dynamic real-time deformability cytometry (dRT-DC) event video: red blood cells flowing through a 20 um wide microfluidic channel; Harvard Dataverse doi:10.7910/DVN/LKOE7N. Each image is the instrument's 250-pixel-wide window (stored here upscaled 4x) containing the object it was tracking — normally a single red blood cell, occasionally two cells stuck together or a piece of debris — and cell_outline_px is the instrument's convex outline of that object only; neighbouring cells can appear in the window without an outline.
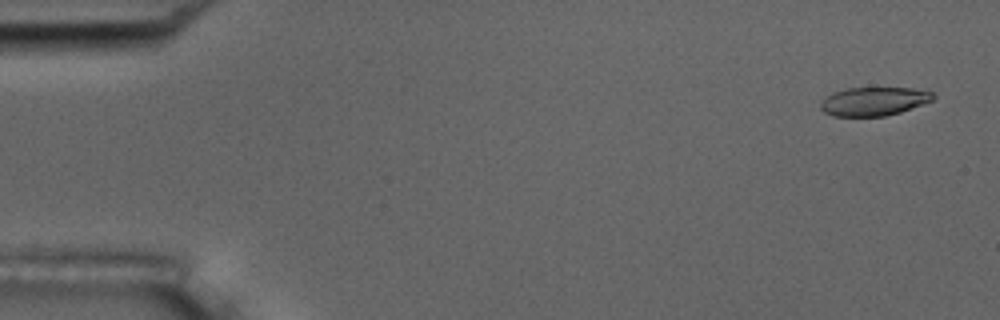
{"species": "common noctule bat (a hibernating species)", "species_latin": "Nyctalus noctula", "temperature_condition": "room temperature", "stored_images_in_passage": 55, "camera_frame_rate_fps": 3000, "um_per_image_px": 0.085, "animal": {"sex": "male", "body_mass_g": 17.5, "forearm_length_mm": 52.3}, "frame": {"image": 1, "passage_image": 3, "time_ms": 0.667, "image_size_px": [1000, 320], "cell_outline_px": [[936, 96], [932, 100], [900, 112], [884, 116], [832, 116], [824, 112], [820, 108], [820, 104], [832, 92], [848, 88], [928, 88]], "centroid_in_image_um": [74.31, 8.6], "position_along_channel_um": 10.7, "area_um2": 18.79}}
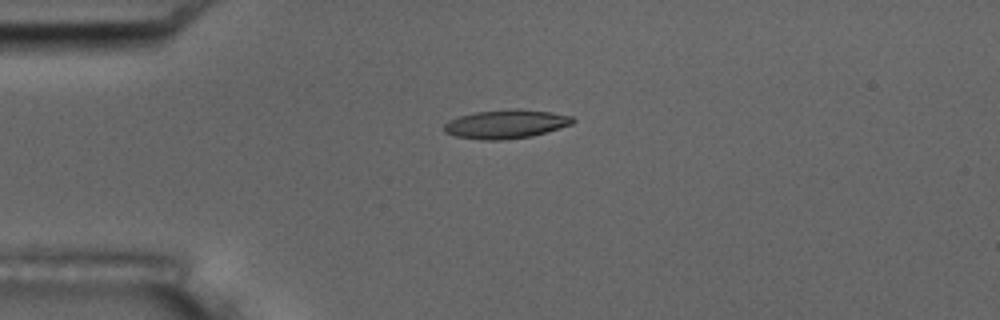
{"frame": {"image": 2, "passage_image": 14, "time_ms": 4.333, "image_size_px": [1000, 320], "cell_outline_px": [[576, 120], [572, 124], [532, 136], [500, 140], [484, 140], [456, 136], [444, 132], [444, 124], [448, 120], [460, 116], [476, 112], [516, 108], [520, 108], [552, 112], [572, 116]], "centroid_in_image_um": [43.02, 10.53], "position_along_channel_um": 42.0, "area_um2": 21.56}}
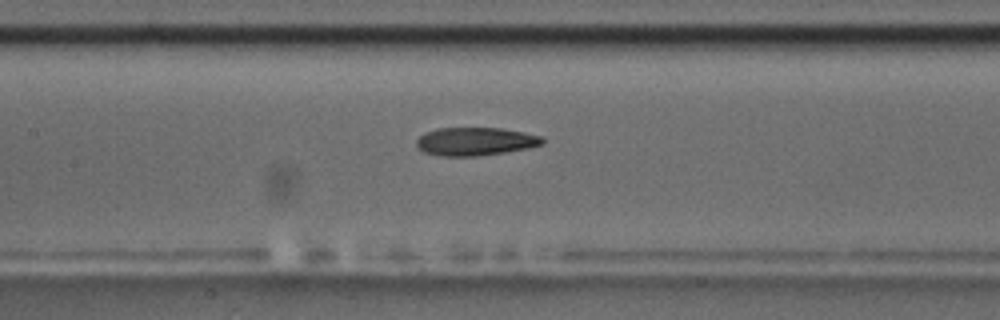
{"frame": {"image": 3, "passage_image": 26, "time_ms": 8.333, "image_size_px": [1000, 320], "cell_outline_px": [[544, 144], [528, 148], [504, 152], [476, 156], [440, 156], [424, 152], [416, 144], [416, 140], [424, 132], [436, 128], [504, 128], [524, 132], [540, 136], [544, 140]], "centroid_in_image_um": [40.39, 12.01], "position_along_channel_um": 167.0, "area_um2": 20.69}, "authors_computed_cell_mechanics": {"area_um2": 20.8658, "velocity_mm_per_s": 3.7225, "shape_relaxation_time_tau1_ms": 5.6482, "shape_relaxation_time_tau2_ms": 4.9123, "deformation_change_tau1": 0.1907, "deformation_change_tau2": 0.1496}}